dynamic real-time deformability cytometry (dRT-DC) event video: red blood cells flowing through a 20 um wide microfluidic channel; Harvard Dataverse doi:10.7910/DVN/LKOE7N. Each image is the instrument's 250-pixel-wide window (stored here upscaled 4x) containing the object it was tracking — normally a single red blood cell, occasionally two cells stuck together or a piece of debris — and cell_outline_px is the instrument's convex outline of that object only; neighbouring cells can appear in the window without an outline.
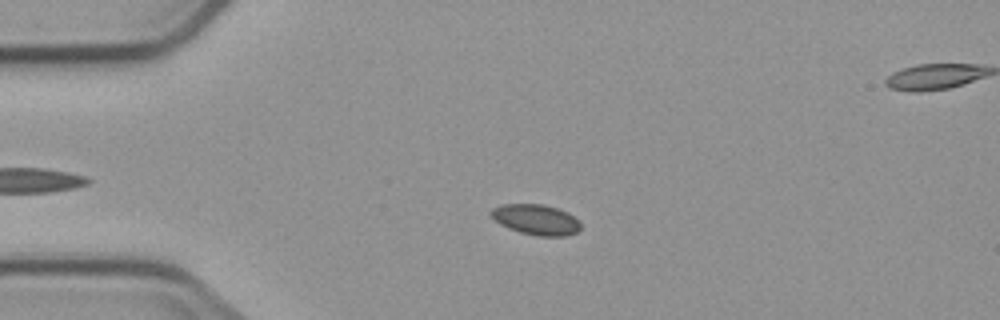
{"species": "common noctule bat (a hibernating species)", "species_latin": "Nyctalus noctula", "temperature_condition": "cold", "stored_images_in_passage": 4, "segment_of_instrument_passage": [1, 2], "camera_frame_rate_fps": 3000, "um_per_image_px": 0.085, "animal": {"sex": "male", "body_mass_g": 23.1, "forearm_length_mm": 52.7}, "frame": {"image": 1, "passage_image": 2, "time_ms": 2.0, "image_size_px": [1000, 320], "cell_outline_px": [[580, 228], [576, 232], [568, 236], [536, 236], [520, 232], [508, 228], [500, 224], [488, 212], [492, 208], [500, 204], [544, 204], [568, 212], [580, 220]], "centroid_in_image_um": [45.57, 18.66], "position_along_channel_um": 39.4, "area_um2": 16.07}}